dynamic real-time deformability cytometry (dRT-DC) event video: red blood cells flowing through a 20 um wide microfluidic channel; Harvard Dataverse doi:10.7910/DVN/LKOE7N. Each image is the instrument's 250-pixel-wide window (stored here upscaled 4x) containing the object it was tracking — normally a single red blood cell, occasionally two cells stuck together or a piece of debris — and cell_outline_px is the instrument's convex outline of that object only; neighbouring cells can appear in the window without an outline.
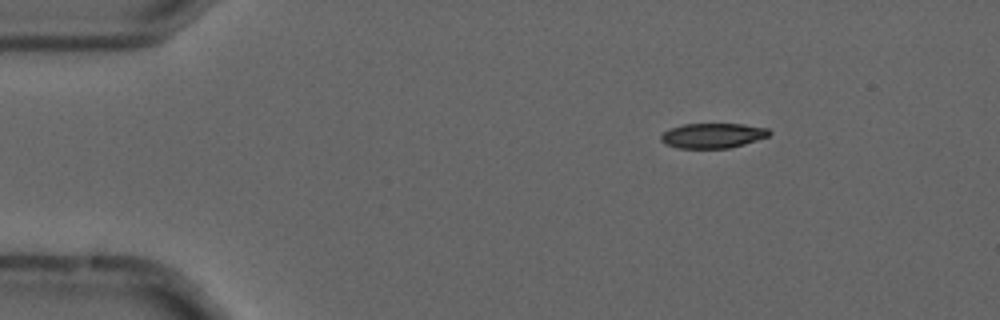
{"species": "common noctule bat (a hibernating species)", "species_latin": "Nyctalus noctula", "temperature_condition": "cold", "stored_images_in_passage": 6, "camera_frame_rate_fps": 3000, "um_per_image_px": 0.085, "animal": {"sex": "male", "forearm_length_mm": 52.5}, "frame": {"image": 1, "passage_image": 3, "time_ms": 0.667, "image_size_px": [1000, 320], "cell_outline_px": [[772, 132], [768, 136], [744, 144], [728, 148], [676, 148], [664, 144], [660, 140], [660, 136], [668, 128], [684, 124], [744, 124], [768, 128]], "centroid_in_image_um": [60.55, 11.52], "position_along_channel_um": 24.5, "area_um2": 15.84}}
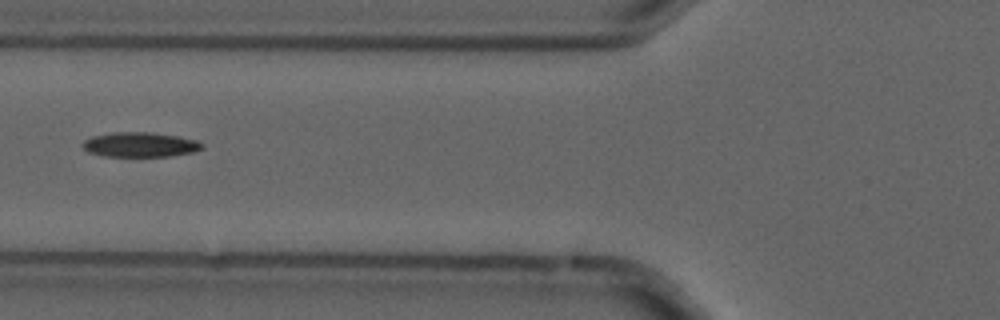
{"frame": {"image": 2, "passage_image": 6, "time_ms": 1.667, "image_size_px": [1000, 320], "cell_outline_px": [[204, 148], [192, 152], [168, 156], [104, 156], [88, 152], [80, 144], [84, 140], [92, 136], [112, 132], [148, 132], [180, 136], [196, 140], [204, 144]], "centroid_in_image_um": [11.89, 12.28], "position_along_channel_um": 113.9, "area_um2": 17.28}}